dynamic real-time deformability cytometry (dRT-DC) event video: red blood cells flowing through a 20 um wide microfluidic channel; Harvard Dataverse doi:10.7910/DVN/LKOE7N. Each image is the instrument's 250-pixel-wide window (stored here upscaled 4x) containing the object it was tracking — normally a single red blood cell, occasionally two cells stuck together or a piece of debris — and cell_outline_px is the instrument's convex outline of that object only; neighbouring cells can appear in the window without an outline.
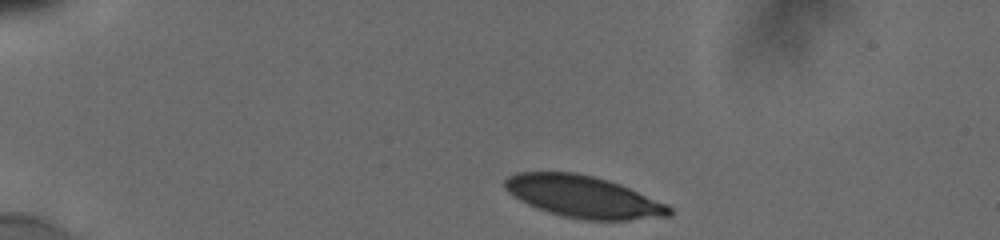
{"species": "human", "species_latin": "Homo sapiens", "temperature_condition": "cold", "stored_images_in_passage": 16, "camera_frame_rate_fps": 3000, "um_per_image_px": 0.085, "donor": {"sex": "male"}, "frame": {"image": 1, "passage_image": 1, "time_ms": 0.0, "image_size_px": [1000, 240], "cell_outline_px": [[672, 216], [628, 220], [584, 220], [560, 216], [536, 208], [520, 200], [508, 192], [504, 188], [504, 180], [508, 176], [516, 172], [576, 172], [608, 180], [620, 184], [668, 204], [672, 208]], "centroid_in_image_um": [49.59, 16.73], "position_along_channel_um": 35.4, "area_um2": 40.4}}
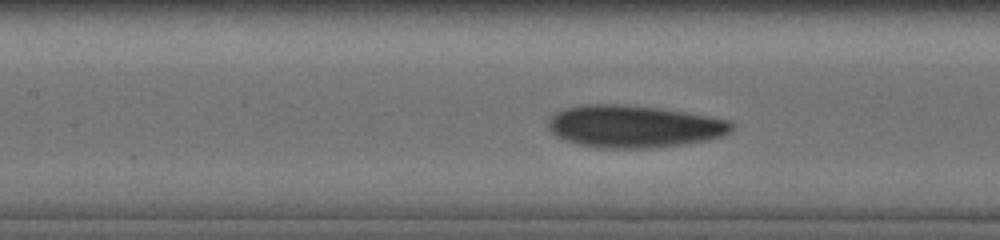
{"frame": {"image": 2, "passage_image": 14, "time_ms": 5.0, "image_size_px": [1000, 240], "cell_outline_px": [[736, 124], [724, 136], [708, 140], [684, 144], [652, 148], [596, 148], [564, 140], [556, 136], [548, 128], [548, 120], [556, 112], [564, 108], [584, 104], [616, 104], [660, 108], [732, 120]], "centroid_in_image_um": [53.9, 10.75], "position_along_channel_um": 153.5, "area_um2": 45.43}}
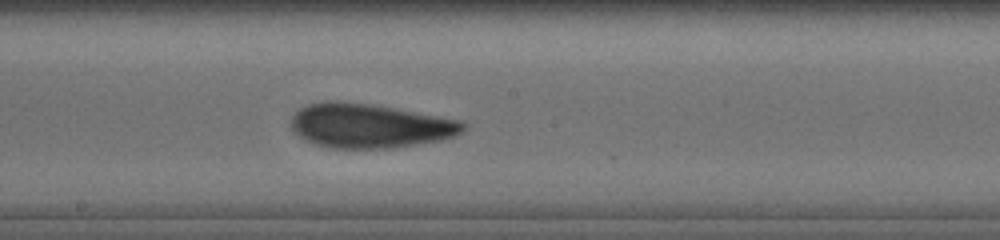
{"frame": {"image": 3, "passage_image": 16, "time_ms": 6.667, "image_size_px": [1000, 240], "cell_outline_px": [[468, 124], [464, 132], [456, 136], [440, 140], [392, 148], [332, 148], [316, 144], [304, 140], [292, 132], [292, 116], [300, 108], [308, 104], [328, 100], [336, 100], [368, 104], [392, 108], [460, 120]], "centroid_in_image_um": [31.41, 10.7], "position_along_channel_um": 216.8, "area_um2": 44.33}}